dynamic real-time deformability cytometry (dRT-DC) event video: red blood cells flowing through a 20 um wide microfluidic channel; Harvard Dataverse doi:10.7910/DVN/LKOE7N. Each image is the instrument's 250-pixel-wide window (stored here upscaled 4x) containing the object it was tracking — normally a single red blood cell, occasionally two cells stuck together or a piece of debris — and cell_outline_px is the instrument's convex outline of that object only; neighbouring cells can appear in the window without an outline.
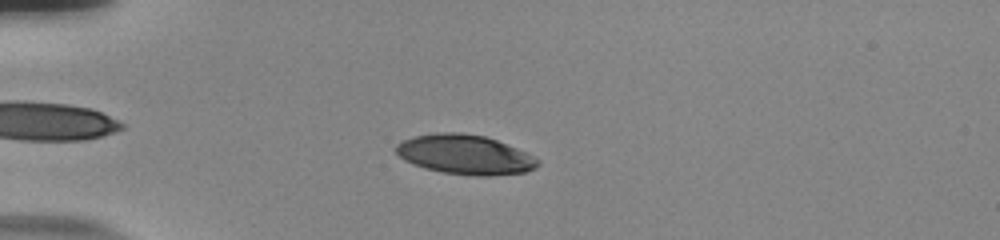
{"species": "human", "species_latin": "Homo sapiens", "temperature_condition": "room temperature", "stored_images_in_passage": 44, "camera_frame_rate_fps": 3000, "um_per_image_px": 0.085, "donor": {"sex": "male"}, "frame": {"image": 1, "passage_image": 4, "time_ms": 1.0, "image_size_px": [1000, 240], "cell_outline_px": [[540, 164], [536, 168], [524, 172], [488, 176], [472, 176], [440, 172], [424, 168], [412, 164], [404, 160], [396, 152], [396, 144], [404, 140], [416, 136], [436, 132], [460, 132], [484, 136], [496, 140], [516, 148], [540, 160]], "centroid_in_image_um": [39.51, 13.15], "position_along_channel_um": 45.5, "area_um2": 32.66}}
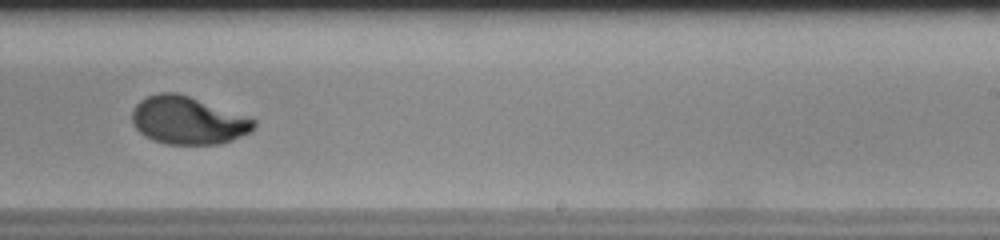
{"frame": {"image": 2, "passage_image": 25, "time_ms": 8.0, "image_size_px": [1000, 240], "cell_outline_px": [[256, 124], [252, 132], [232, 140], [220, 144], [164, 144], [152, 140], [144, 136], [132, 124], [132, 112], [136, 104], [140, 100], [148, 96], [160, 92], [176, 92], [252, 116], [256, 120]], "centroid_in_image_um": [16.02, 10.23], "position_along_channel_um": 273.0, "area_um2": 34.45}}
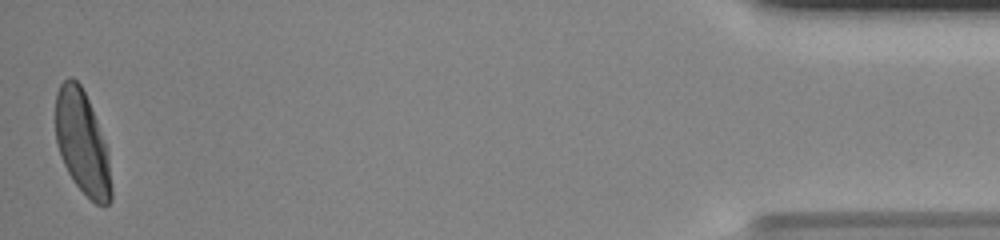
{"frame": {"image": 3, "passage_image": 44, "time_ms": 14.333, "image_size_px": [1000, 240], "cell_outline_px": [[112, 200], [104, 208], [96, 204], [72, 180], [60, 156], [56, 144], [56, 92], [60, 84], [68, 76], [72, 76], [80, 84], [88, 100], [108, 148], [112, 188]], "centroid_in_image_um": [7.0, 12.15], "position_along_channel_um": 428.2, "area_um2": 33.81}, "authors_computed_cell_mechanics": {"area_um2": 33.813, "velocity_mm_per_s": 3.7125, "shape_relaxation_time_tau1_ms": 3.3978, "shape_relaxation_time_tau2_ms": null, "deformation_change_tau1": 0.1745, "deformation_change_tau2": null}}